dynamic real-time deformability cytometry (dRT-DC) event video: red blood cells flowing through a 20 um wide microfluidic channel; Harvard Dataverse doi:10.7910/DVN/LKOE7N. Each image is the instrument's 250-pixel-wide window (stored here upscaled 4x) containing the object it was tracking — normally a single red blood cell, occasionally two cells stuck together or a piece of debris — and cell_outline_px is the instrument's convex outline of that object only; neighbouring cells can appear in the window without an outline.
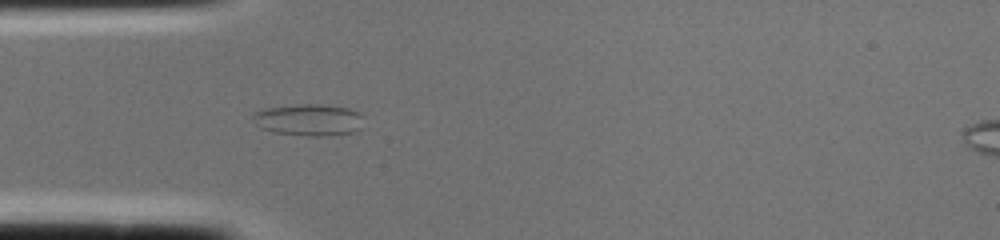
{"species": "common noctule bat (a hibernating species)", "species_latin": "Nyctalus noctula", "temperature_condition": "cold", "stored_images_in_passage": 3, "segment_of_instrument_passage": [1, 2], "camera_frame_rate_fps": 3000, "um_per_image_px": 0.085, "animal": {"sex": "female", "body_mass_g": 22.0, "forearm_length_mm": 56.7}, "frame": {"image": 1, "passage_image": 2, "time_ms": 0.333, "image_size_px": [1000, 240], "cell_outline_px": [[364, 116], [360, 128], [352, 132], [324, 136], [308, 136], [272, 132], [260, 128], [252, 124], [252, 112], [264, 108], [304, 104], [320, 104], [348, 108], [360, 112]], "centroid_in_image_um": [26.2, 10.19], "position_along_channel_um": 58.8, "area_um2": 20.81}}